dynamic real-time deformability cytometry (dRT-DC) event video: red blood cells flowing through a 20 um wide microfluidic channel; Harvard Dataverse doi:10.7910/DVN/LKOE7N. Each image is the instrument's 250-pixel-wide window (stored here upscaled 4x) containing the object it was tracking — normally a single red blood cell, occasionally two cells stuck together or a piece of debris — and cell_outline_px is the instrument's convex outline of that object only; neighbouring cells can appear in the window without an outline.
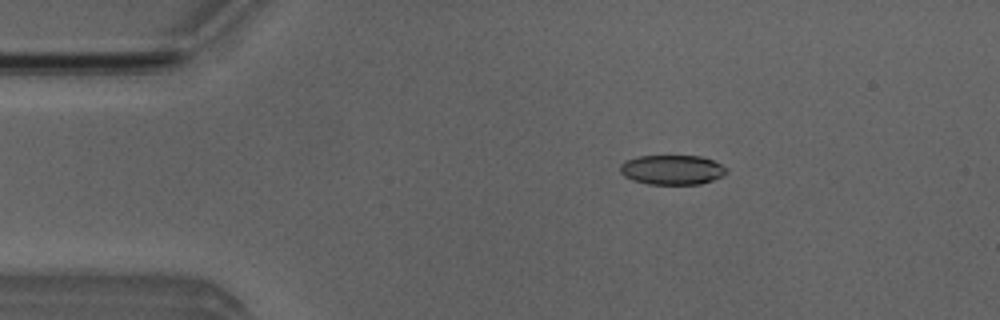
{"species": "Egyptian fruit bat (a non-hibernating species)", "species_latin": "Rousettus aegyptiacus", "temperature_condition": "room temperature", "stored_images_in_passage": 2, "camera_frame_rate_fps": 3000, "um_per_image_px": 0.085, "animal": {"sex": "male"}, "frame": {"image": 1, "passage_image": 1, "time_ms": 0.0, "image_size_px": [1000, 320], "cell_outline_px": [[728, 172], [712, 180], [700, 184], [648, 184], [632, 180], [624, 176], [620, 172], [620, 164], [624, 160], [636, 156], [700, 156], [712, 160], [728, 168]], "centroid_in_image_um": [57.09, 14.43], "position_along_channel_um": 27.9, "area_um2": 18.44}}